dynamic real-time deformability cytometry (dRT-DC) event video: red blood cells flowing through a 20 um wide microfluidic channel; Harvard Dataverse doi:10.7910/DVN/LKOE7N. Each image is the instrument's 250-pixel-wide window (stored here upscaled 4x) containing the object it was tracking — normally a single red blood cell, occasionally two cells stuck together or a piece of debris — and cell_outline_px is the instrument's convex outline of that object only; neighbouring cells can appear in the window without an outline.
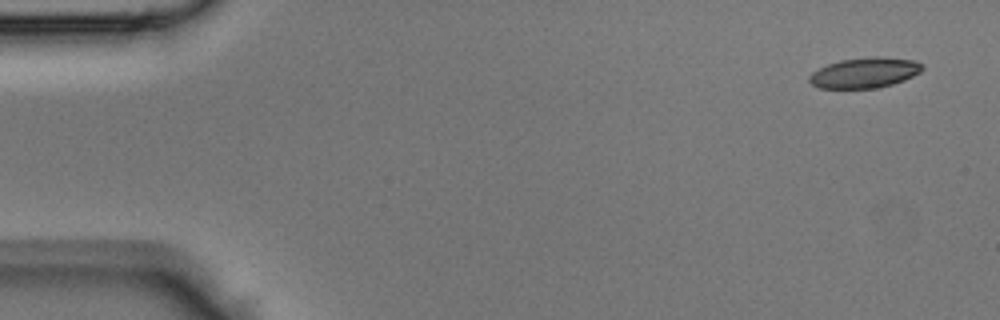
{"species": "Egyptian fruit bat (a non-hibernating species)", "species_latin": "Rousettus aegyptiacus", "temperature_condition": "room temperature", "stored_images_in_passage": 7, "camera_frame_rate_fps": 3000, "um_per_image_px": 0.085, "animal": {"sex": "male"}, "frame": {"image": 1, "passage_image": 1, "time_ms": 0.0, "image_size_px": [1000, 320], "cell_outline_px": [[924, 68], [920, 72], [904, 80], [880, 88], [816, 88], [808, 80], [808, 76], [812, 72], [828, 64], [840, 60], [876, 56], [880, 56], [916, 60], [924, 64]], "centroid_in_image_um": [73.52, 6.18], "position_along_channel_um": 11.5, "area_um2": 20.17}}